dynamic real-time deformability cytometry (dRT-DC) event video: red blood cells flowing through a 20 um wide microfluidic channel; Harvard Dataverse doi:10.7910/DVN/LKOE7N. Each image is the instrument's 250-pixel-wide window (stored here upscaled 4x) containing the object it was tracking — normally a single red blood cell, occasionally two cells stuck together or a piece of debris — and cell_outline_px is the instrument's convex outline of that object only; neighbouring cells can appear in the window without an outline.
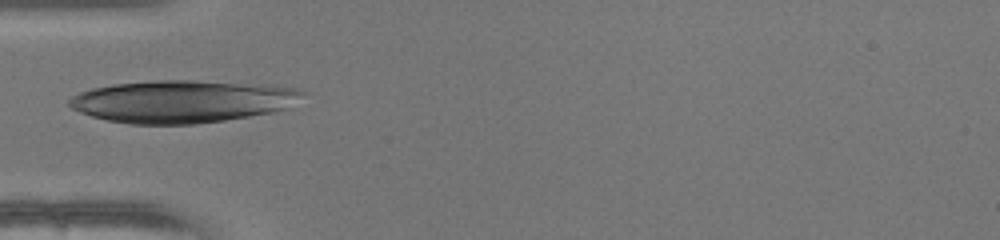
{"species": "human", "species_latin": "Homo sapiens", "temperature_condition": "warm", "stored_images_in_passage": 3, "camera_frame_rate_fps": 3000, "um_per_image_px": 0.085, "donor": {"sex": "female"}, "frame": {"image": 1, "passage_image": 1, "time_ms": 0.0, "image_size_px": [1000, 240], "cell_outline_px": [[304, 92], [284, 108], [276, 112], [224, 120], [196, 124], [132, 124], [108, 120], [92, 116], [80, 112], [72, 108], [68, 104], [68, 100], [72, 96], [80, 92], [92, 88], [112, 84], [156, 80], [192, 80], [296, 88]], "centroid_in_image_um": [15.37, 8.63], "position_along_channel_um": 69.6, "area_um2": 56.82}}